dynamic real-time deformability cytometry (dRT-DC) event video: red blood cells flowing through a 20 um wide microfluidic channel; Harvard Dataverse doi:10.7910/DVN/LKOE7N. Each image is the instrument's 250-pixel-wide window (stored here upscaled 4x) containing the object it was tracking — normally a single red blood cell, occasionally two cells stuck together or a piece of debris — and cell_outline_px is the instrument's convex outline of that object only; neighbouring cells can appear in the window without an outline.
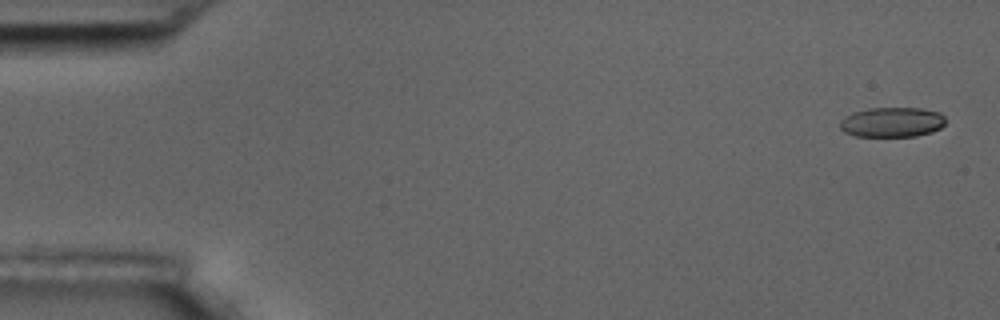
{"species": "common noctule bat (a hibernating species)", "species_latin": "Nyctalus noctula", "temperature_condition": "room temperature", "stored_images_in_passage": 6, "camera_frame_rate_fps": 3000, "um_per_image_px": 0.085, "animal": {"sex": "male", "body_mass_g": 17.5, "forearm_length_mm": 52.3}, "frame": {"image": 1, "passage_image": 1, "time_ms": 0.0, "image_size_px": [1000, 320], "cell_outline_px": [[944, 124], [940, 128], [932, 132], [916, 136], [856, 136], [844, 132], [840, 128], [840, 120], [844, 116], [852, 112], [868, 108], [920, 108], [940, 112], [944, 116]], "centroid_in_image_um": [75.8, 10.38], "position_along_channel_um": 9.2, "area_um2": 18.5}}
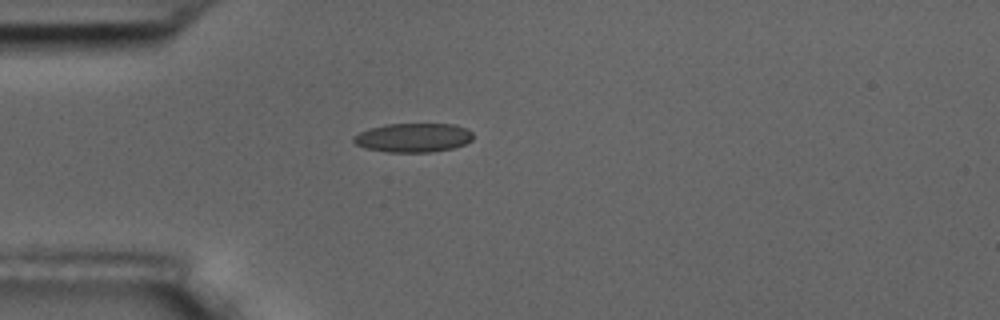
{"frame": {"image": 2, "passage_image": 5, "time_ms": 4.667, "image_size_px": [1000, 320], "cell_outline_px": [[472, 140], [464, 144], [452, 148], [432, 152], [388, 152], [364, 148], [356, 144], [352, 140], [352, 136], [368, 128], [384, 124], [456, 124], [468, 128], [472, 132]], "centroid_in_image_um": [35.11, 11.69], "position_along_channel_um": 49.9, "area_um2": 20.4}}